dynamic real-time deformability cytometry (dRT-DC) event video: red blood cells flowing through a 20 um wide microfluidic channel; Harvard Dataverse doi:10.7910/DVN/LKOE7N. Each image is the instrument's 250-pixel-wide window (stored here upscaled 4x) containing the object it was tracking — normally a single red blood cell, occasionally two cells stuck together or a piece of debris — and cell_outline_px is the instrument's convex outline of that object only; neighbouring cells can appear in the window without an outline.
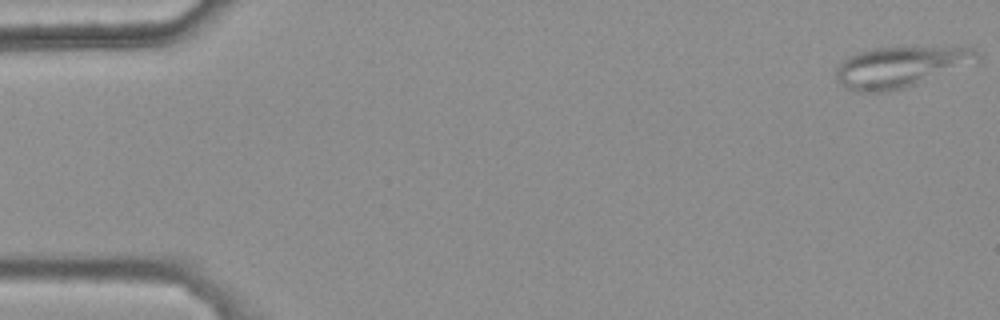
{"species": "common noctule bat (a hibernating species)", "species_latin": "Nyctalus noctula", "temperature_condition": "warm", "stored_images_in_passage": 48, "camera_frame_rate_fps": 3000, "um_per_image_px": 0.085, "animal": {"sex": "female", "body_mass_g": 25.1}, "frame": {"image": 1, "passage_image": 1, "time_ms": 0.0, "image_size_px": [1000, 320], "cell_outline_px": [[980, 56], [904, 88], [888, 92], [860, 92], [844, 88], [836, 80], [836, 68], [848, 56], [856, 52], [872, 48], [976, 48], [980, 52]], "centroid_in_image_um": [76.3, 5.7], "position_along_channel_um": 8.7, "area_um2": 32.02}}
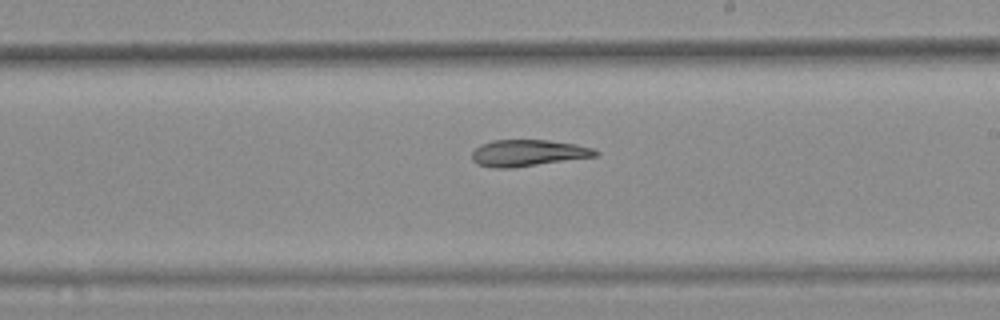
{"frame": {"image": 2, "passage_image": 31, "time_ms": 10.0, "image_size_px": [1000, 320], "cell_outline_px": [[600, 152], [596, 156], [512, 168], [492, 168], [476, 164], [472, 160], [472, 152], [480, 144], [492, 140], [548, 140], [576, 144], [592, 148]], "centroid_in_image_um": [44.84, 13.0], "position_along_channel_um": 244.2, "area_um2": 19.13}}
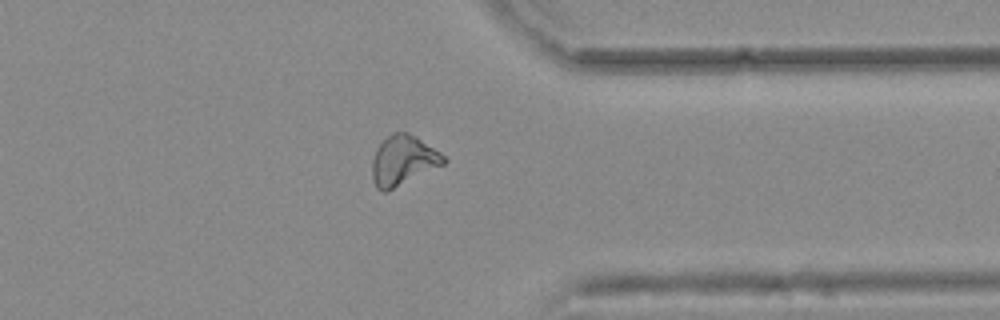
{"frame": {"image": 3, "passage_image": 42, "time_ms": 13.667, "image_size_px": [1000, 320], "cell_outline_px": [[448, 160], [444, 164], [388, 192], [380, 192], [376, 188], [372, 176], [372, 160], [376, 148], [392, 132], [408, 132], [416, 136], [440, 152]], "centroid_in_image_um": [34.25, 13.66], "position_along_channel_um": 377.1, "area_um2": 20.92}, "authors_computed_cell_mechanics": {"area_um2": 20.5479, "velocity_mm_per_s": 3.7715, "shape_relaxation_time_tau1_ms": null, "shape_relaxation_time_tau2_ms": 9.1511, "deformation_change_tau1": null, "deformation_change_tau2": 0.1497}}